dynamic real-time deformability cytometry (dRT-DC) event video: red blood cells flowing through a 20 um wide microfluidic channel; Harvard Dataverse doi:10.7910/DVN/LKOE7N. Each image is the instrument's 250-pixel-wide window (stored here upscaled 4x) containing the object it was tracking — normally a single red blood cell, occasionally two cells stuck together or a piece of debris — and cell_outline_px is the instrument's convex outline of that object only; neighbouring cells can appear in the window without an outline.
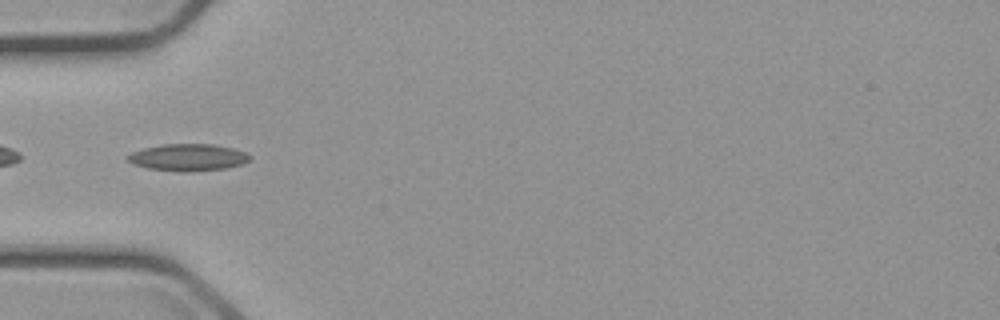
{"species": "common noctule bat (a hibernating species)", "species_latin": "Nyctalus noctula", "temperature_condition": "cold", "stored_images_in_passage": 6, "camera_frame_rate_fps": 3000, "um_per_image_px": 0.085, "animal": {"sex": "male", "body_mass_g": 23.1, "forearm_length_mm": 52.7}, "frame": {"image": 1, "passage_image": 4, "time_ms": 3.667, "image_size_px": [1000, 320], "cell_outline_px": [[252, 156], [244, 164], [228, 168], [188, 172], [184, 172], [148, 168], [132, 164], [128, 160], [128, 156], [132, 152], [144, 148], [164, 144], [212, 144], [232, 148], [244, 152]], "centroid_in_image_um": [16.01, 13.38], "position_along_channel_um": 69.0, "area_um2": 19.13}}
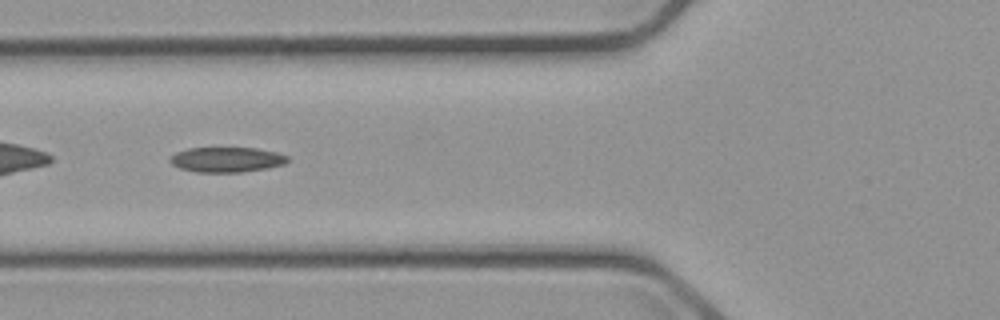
{"frame": {"image": 2, "passage_image": 5, "time_ms": 4.667, "image_size_px": [1000, 320], "cell_outline_px": [[288, 160], [284, 164], [268, 168], [240, 172], [196, 172], [180, 168], [172, 164], [168, 160], [176, 152], [188, 148], [256, 148], [276, 152], [288, 156]], "centroid_in_image_um": [19.26, 13.57], "position_along_channel_um": 106.5, "area_um2": 17.11}}
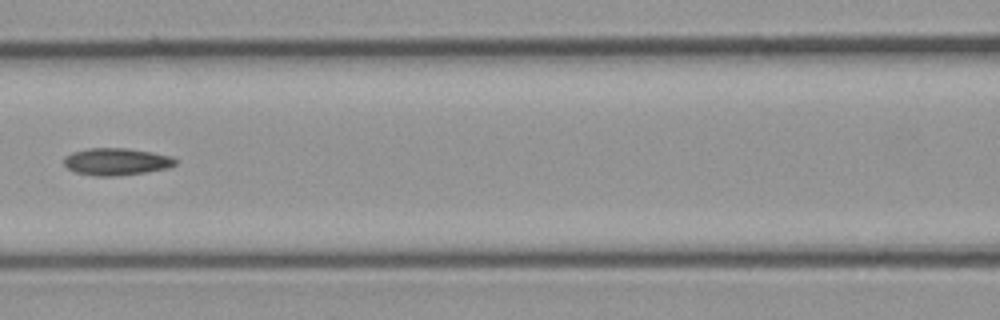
{"frame": {"image": 3, "passage_image": 6, "time_ms": 6.0, "image_size_px": [1000, 320], "cell_outline_px": [[176, 164], [168, 168], [144, 172], [112, 176], [96, 176], [76, 172], [68, 168], [64, 164], [64, 160], [72, 152], [88, 148], [124, 148], [152, 152], [172, 156], [176, 160]], "centroid_in_image_um": [9.91, 13.73], "position_along_channel_um": 156.7, "area_um2": 17.4}}